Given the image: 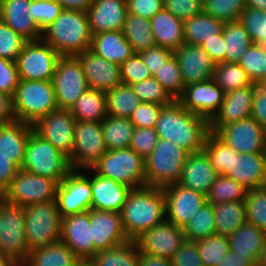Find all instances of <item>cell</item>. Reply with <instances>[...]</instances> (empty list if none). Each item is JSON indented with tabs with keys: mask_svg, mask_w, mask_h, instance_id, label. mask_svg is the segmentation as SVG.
<instances>
[{
	"mask_svg": "<svg viewBox=\"0 0 266 266\" xmlns=\"http://www.w3.org/2000/svg\"><path fill=\"white\" fill-rule=\"evenodd\" d=\"M159 138L173 141L189 153L203 150L209 121L189 112L177 100L163 106L155 125Z\"/></svg>",
	"mask_w": 266,
	"mask_h": 266,
	"instance_id": "obj_1",
	"label": "cell"
},
{
	"mask_svg": "<svg viewBox=\"0 0 266 266\" xmlns=\"http://www.w3.org/2000/svg\"><path fill=\"white\" fill-rule=\"evenodd\" d=\"M120 213L127 238L134 241L166 219L163 189L153 186L132 189Z\"/></svg>",
	"mask_w": 266,
	"mask_h": 266,
	"instance_id": "obj_2",
	"label": "cell"
},
{
	"mask_svg": "<svg viewBox=\"0 0 266 266\" xmlns=\"http://www.w3.org/2000/svg\"><path fill=\"white\" fill-rule=\"evenodd\" d=\"M42 39L61 56H76L91 49L87 12L66 10L42 31Z\"/></svg>",
	"mask_w": 266,
	"mask_h": 266,
	"instance_id": "obj_3",
	"label": "cell"
},
{
	"mask_svg": "<svg viewBox=\"0 0 266 266\" xmlns=\"http://www.w3.org/2000/svg\"><path fill=\"white\" fill-rule=\"evenodd\" d=\"M189 154L173 141L159 138L153 151L145 158V186L164 188L177 184Z\"/></svg>",
	"mask_w": 266,
	"mask_h": 266,
	"instance_id": "obj_4",
	"label": "cell"
},
{
	"mask_svg": "<svg viewBox=\"0 0 266 266\" xmlns=\"http://www.w3.org/2000/svg\"><path fill=\"white\" fill-rule=\"evenodd\" d=\"M12 100L16 120L32 125L58 109L52 81L20 80Z\"/></svg>",
	"mask_w": 266,
	"mask_h": 266,
	"instance_id": "obj_5",
	"label": "cell"
},
{
	"mask_svg": "<svg viewBox=\"0 0 266 266\" xmlns=\"http://www.w3.org/2000/svg\"><path fill=\"white\" fill-rule=\"evenodd\" d=\"M24 215V230L29 251L60 241L62 217L56 200L25 206Z\"/></svg>",
	"mask_w": 266,
	"mask_h": 266,
	"instance_id": "obj_6",
	"label": "cell"
},
{
	"mask_svg": "<svg viewBox=\"0 0 266 266\" xmlns=\"http://www.w3.org/2000/svg\"><path fill=\"white\" fill-rule=\"evenodd\" d=\"M21 169L59 183L73 170L69 158L34 131L30 133Z\"/></svg>",
	"mask_w": 266,
	"mask_h": 266,
	"instance_id": "obj_7",
	"label": "cell"
},
{
	"mask_svg": "<svg viewBox=\"0 0 266 266\" xmlns=\"http://www.w3.org/2000/svg\"><path fill=\"white\" fill-rule=\"evenodd\" d=\"M98 175L110 178L132 189L145 186V158L130 147L107 150L92 166Z\"/></svg>",
	"mask_w": 266,
	"mask_h": 266,
	"instance_id": "obj_8",
	"label": "cell"
},
{
	"mask_svg": "<svg viewBox=\"0 0 266 266\" xmlns=\"http://www.w3.org/2000/svg\"><path fill=\"white\" fill-rule=\"evenodd\" d=\"M24 206L0 200V254L23 264L29 255L25 236Z\"/></svg>",
	"mask_w": 266,
	"mask_h": 266,
	"instance_id": "obj_9",
	"label": "cell"
},
{
	"mask_svg": "<svg viewBox=\"0 0 266 266\" xmlns=\"http://www.w3.org/2000/svg\"><path fill=\"white\" fill-rule=\"evenodd\" d=\"M58 185L56 180L20 168L2 195L6 201L25 207L56 200Z\"/></svg>",
	"mask_w": 266,
	"mask_h": 266,
	"instance_id": "obj_10",
	"label": "cell"
},
{
	"mask_svg": "<svg viewBox=\"0 0 266 266\" xmlns=\"http://www.w3.org/2000/svg\"><path fill=\"white\" fill-rule=\"evenodd\" d=\"M58 109L70 110L89 89L83 66L77 56H61L52 78Z\"/></svg>",
	"mask_w": 266,
	"mask_h": 266,
	"instance_id": "obj_11",
	"label": "cell"
},
{
	"mask_svg": "<svg viewBox=\"0 0 266 266\" xmlns=\"http://www.w3.org/2000/svg\"><path fill=\"white\" fill-rule=\"evenodd\" d=\"M60 57L43 39L27 41L16 60L20 80L52 81Z\"/></svg>",
	"mask_w": 266,
	"mask_h": 266,
	"instance_id": "obj_12",
	"label": "cell"
},
{
	"mask_svg": "<svg viewBox=\"0 0 266 266\" xmlns=\"http://www.w3.org/2000/svg\"><path fill=\"white\" fill-rule=\"evenodd\" d=\"M73 138L68 158L74 170L91 169L107 151L101 122L76 121Z\"/></svg>",
	"mask_w": 266,
	"mask_h": 266,
	"instance_id": "obj_13",
	"label": "cell"
},
{
	"mask_svg": "<svg viewBox=\"0 0 266 266\" xmlns=\"http://www.w3.org/2000/svg\"><path fill=\"white\" fill-rule=\"evenodd\" d=\"M214 133L237 153L266 152V130L252 116L222 125Z\"/></svg>",
	"mask_w": 266,
	"mask_h": 266,
	"instance_id": "obj_14",
	"label": "cell"
},
{
	"mask_svg": "<svg viewBox=\"0 0 266 266\" xmlns=\"http://www.w3.org/2000/svg\"><path fill=\"white\" fill-rule=\"evenodd\" d=\"M72 170L58 185L56 202L62 218L91 209V177Z\"/></svg>",
	"mask_w": 266,
	"mask_h": 266,
	"instance_id": "obj_15",
	"label": "cell"
},
{
	"mask_svg": "<svg viewBox=\"0 0 266 266\" xmlns=\"http://www.w3.org/2000/svg\"><path fill=\"white\" fill-rule=\"evenodd\" d=\"M75 123L70 110L57 109L38 119L32 126L36 134L69 157L74 145Z\"/></svg>",
	"mask_w": 266,
	"mask_h": 266,
	"instance_id": "obj_16",
	"label": "cell"
},
{
	"mask_svg": "<svg viewBox=\"0 0 266 266\" xmlns=\"http://www.w3.org/2000/svg\"><path fill=\"white\" fill-rule=\"evenodd\" d=\"M185 240L183 228L165 219L134 241L140 252L172 259Z\"/></svg>",
	"mask_w": 266,
	"mask_h": 266,
	"instance_id": "obj_17",
	"label": "cell"
},
{
	"mask_svg": "<svg viewBox=\"0 0 266 266\" xmlns=\"http://www.w3.org/2000/svg\"><path fill=\"white\" fill-rule=\"evenodd\" d=\"M162 189L165 198L166 220L182 228L199 209L208 203L206 196L178 183Z\"/></svg>",
	"mask_w": 266,
	"mask_h": 266,
	"instance_id": "obj_18",
	"label": "cell"
},
{
	"mask_svg": "<svg viewBox=\"0 0 266 266\" xmlns=\"http://www.w3.org/2000/svg\"><path fill=\"white\" fill-rule=\"evenodd\" d=\"M224 91L213 79L186 85L177 101L189 112L195 113L210 121L218 112Z\"/></svg>",
	"mask_w": 266,
	"mask_h": 266,
	"instance_id": "obj_19",
	"label": "cell"
},
{
	"mask_svg": "<svg viewBox=\"0 0 266 266\" xmlns=\"http://www.w3.org/2000/svg\"><path fill=\"white\" fill-rule=\"evenodd\" d=\"M90 224L96 251L110 249L130 241L124 230L120 212L90 209Z\"/></svg>",
	"mask_w": 266,
	"mask_h": 266,
	"instance_id": "obj_20",
	"label": "cell"
},
{
	"mask_svg": "<svg viewBox=\"0 0 266 266\" xmlns=\"http://www.w3.org/2000/svg\"><path fill=\"white\" fill-rule=\"evenodd\" d=\"M60 241L78 258H92L94 248L90 224V210L62 218Z\"/></svg>",
	"mask_w": 266,
	"mask_h": 266,
	"instance_id": "obj_21",
	"label": "cell"
},
{
	"mask_svg": "<svg viewBox=\"0 0 266 266\" xmlns=\"http://www.w3.org/2000/svg\"><path fill=\"white\" fill-rule=\"evenodd\" d=\"M76 56L83 66L89 89L108 93L122 83L120 65L97 56L91 50Z\"/></svg>",
	"mask_w": 266,
	"mask_h": 266,
	"instance_id": "obj_22",
	"label": "cell"
},
{
	"mask_svg": "<svg viewBox=\"0 0 266 266\" xmlns=\"http://www.w3.org/2000/svg\"><path fill=\"white\" fill-rule=\"evenodd\" d=\"M184 86L213 78L215 62L201 46L184 43L174 52Z\"/></svg>",
	"mask_w": 266,
	"mask_h": 266,
	"instance_id": "obj_23",
	"label": "cell"
},
{
	"mask_svg": "<svg viewBox=\"0 0 266 266\" xmlns=\"http://www.w3.org/2000/svg\"><path fill=\"white\" fill-rule=\"evenodd\" d=\"M255 83L224 94L223 102L209 121V129L214 132L222 125L237 122L251 116Z\"/></svg>",
	"mask_w": 266,
	"mask_h": 266,
	"instance_id": "obj_24",
	"label": "cell"
},
{
	"mask_svg": "<svg viewBox=\"0 0 266 266\" xmlns=\"http://www.w3.org/2000/svg\"><path fill=\"white\" fill-rule=\"evenodd\" d=\"M243 185L246 189L266 186V152L237 153L233 151L232 168L225 175Z\"/></svg>",
	"mask_w": 266,
	"mask_h": 266,
	"instance_id": "obj_25",
	"label": "cell"
},
{
	"mask_svg": "<svg viewBox=\"0 0 266 266\" xmlns=\"http://www.w3.org/2000/svg\"><path fill=\"white\" fill-rule=\"evenodd\" d=\"M86 12L92 35L106 31H122L128 14L127 2L126 0H93Z\"/></svg>",
	"mask_w": 266,
	"mask_h": 266,
	"instance_id": "obj_26",
	"label": "cell"
},
{
	"mask_svg": "<svg viewBox=\"0 0 266 266\" xmlns=\"http://www.w3.org/2000/svg\"><path fill=\"white\" fill-rule=\"evenodd\" d=\"M218 174L204 150L190 153L178 184L207 196Z\"/></svg>",
	"mask_w": 266,
	"mask_h": 266,
	"instance_id": "obj_27",
	"label": "cell"
},
{
	"mask_svg": "<svg viewBox=\"0 0 266 266\" xmlns=\"http://www.w3.org/2000/svg\"><path fill=\"white\" fill-rule=\"evenodd\" d=\"M91 177V209L121 212L132 188L93 173Z\"/></svg>",
	"mask_w": 266,
	"mask_h": 266,
	"instance_id": "obj_28",
	"label": "cell"
},
{
	"mask_svg": "<svg viewBox=\"0 0 266 266\" xmlns=\"http://www.w3.org/2000/svg\"><path fill=\"white\" fill-rule=\"evenodd\" d=\"M31 0H2L0 19L26 41L42 39V31L30 16Z\"/></svg>",
	"mask_w": 266,
	"mask_h": 266,
	"instance_id": "obj_29",
	"label": "cell"
},
{
	"mask_svg": "<svg viewBox=\"0 0 266 266\" xmlns=\"http://www.w3.org/2000/svg\"><path fill=\"white\" fill-rule=\"evenodd\" d=\"M32 131V124L17 120L0 125V155L10 157L21 168L26 145Z\"/></svg>",
	"mask_w": 266,
	"mask_h": 266,
	"instance_id": "obj_30",
	"label": "cell"
},
{
	"mask_svg": "<svg viewBox=\"0 0 266 266\" xmlns=\"http://www.w3.org/2000/svg\"><path fill=\"white\" fill-rule=\"evenodd\" d=\"M156 45L175 52L184 43L183 21L163 8L150 19Z\"/></svg>",
	"mask_w": 266,
	"mask_h": 266,
	"instance_id": "obj_31",
	"label": "cell"
},
{
	"mask_svg": "<svg viewBox=\"0 0 266 266\" xmlns=\"http://www.w3.org/2000/svg\"><path fill=\"white\" fill-rule=\"evenodd\" d=\"M90 50L97 56L120 66L133 54L123 31H106L93 34Z\"/></svg>",
	"mask_w": 266,
	"mask_h": 266,
	"instance_id": "obj_32",
	"label": "cell"
},
{
	"mask_svg": "<svg viewBox=\"0 0 266 266\" xmlns=\"http://www.w3.org/2000/svg\"><path fill=\"white\" fill-rule=\"evenodd\" d=\"M264 236L263 230L246 221L228 237L230 252L235 257L249 260L255 266Z\"/></svg>",
	"mask_w": 266,
	"mask_h": 266,
	"instance_id": "obj_33",
	"label": "cell"
},
{
	"mask_svg": "<svg viewBox=\"0 0 266 266\" xmlns=\"http://www.w3.org/2000/svg\"><path fill=\"white\" fill-rule=\"evenodd\" d=\"M224 24L205 12L190 17L183 21L185 43L201 46L206 40L222 33Z\"/></svg>",
	"mask_w": 266,
	"mask_h": 266,
	"instance_id": "obj_34",
	"label": "cell"
},
{
	"mask_svg": "<svg viewBox=\"0 0 266 266\" xmlns=\"http://www.w3.org/2000/svg\"><path fill=\"white\" fill-rule=\"evenodd\" d=\"M70 112L76 121L102 122L108 116L106 93L88 89L75 101Z\"/></svg>",
	"mask_w": 266,
	"mask_h": 266,
	"instance_id": "obj_35",
	"label": "cell"
},
{
	"mask_svg": "<svg viewBox=\"0 0 266 266\" xmlns=\"http://www.w3.org/2000/svg\"><path fill=\"white\" fill-rule=\"evenodd\" d=\"M77 260L72 250L59 241L30 251L22 266H74Z\"/></svg>",
	"mask_w": 266,
	"mask_h": 266,
	"instance_id": "obj_36",
	"label": "cell"
},
{
	"mask_svg": "<svg viewBox=\"0 0 266 266\" xmlns=\"http://www.w3.org/2000/svg\"><path fill=\"white\" fill-rule=\"evenodd\" d=\"M215 215V233L231 236L246 220L244 201L225 202L213 205Z\"/></svg>",
	"mask_w": 266,
	"mask_h": 266,
	"instance_id": "obj_37",
	"label": "cell"
},
{
	"mask_svg": "<svg viewBox=\"0 0 266 266\" xmlns=\"http://www.w3.org/2000/svg\"><path fill=\"white\" fill-rule=\"evenodd\" d=\"M122 31L133 53H140L156 45L150 19L128 13Z\"/></svg>",
	"mask_w": 266,
	"mask_h": 266,
	"instance_id": "obj_38",
	"label": "cell"
},
{
	"mask_svg": "<svg viewBox=\"0 0 266 266\" xmlns=\"http://www.w3.org/2000/svg\"><path fill=\"white\" fill-rule=\"evenodd\" d=\"M225 62L238 63L246 50L253 44L248 31L240 20L224 24Z\"/></svg>",
	"mask_w": 266,
	"mask_h": 266,
	"instance_id": "obj_39",
	"label": "cell"
},
{
	"mask_svg": "<svg viewBox=\"0 0 266 266\" xmlns=\"http://www.w3.org/2000/svg\"><path fill=\"white\" fill-rule=\"evenodd\" d=\"M101 124L107 150H117L130 146L135 129L130 118H117L108 115Z\"/></svg>",
	"mask_w": 266,
	"mask_h": 266,
	"instance_id": "obj_40",
	"label": "cell"
},
{
	"mask_svg": "<svg viewBox=\"0 0 266 266\" xmlns=\"http://www.w3.org/2000/svg\"><path fill=\"white\" fill-rule=\"evenodd\" d=\"M97 266H139L140 250L135 241L100 250L92 257Z\"/></svg>",
	"mask_w": 266,
	"mask_h": 266,
	"instance_id": "obj_41",
	"label": "cell"
},
{
	"mask_svg": "<svg viewBox=\"0 0 266 266\" xmlns=\"http://www.w3.org/2000/svg\"><path fill=\"white\" fill-rule=\"evenodd\" d=\"M108 115L117 118H130L133 111L142 102L133 88L127 84H119L106 93Z\"/></svg>",
	"mask_w": 266,
	"mask_h": 266,
	"instance_id": "obj_42",
	"label": "cell"
},
{
	"mask_svg": "<svg viewBox=\"0 0 266 266\" xmlns=\"http://www.w3.org/2000/svg\"><path fill=\"white\" fill-rule=\"evenodd\" d=\"M212 79L224 93L252 84L245 70L235 62L216 63Z\"/></svg>",
	"mask_w": 266,
	"mask_h": 266,
	"instance_id": "obj_43",
	"label": "cell"
},
{
	"mask_svg": "<svg viewBox=\"0 0 266 266\" xmlns=\"http://www.w3.org/2000/svg\"><path fill=\"white\" fill-rule=\"evenodd\" d=\"M248 189L236 180L225 175H218L213 183L208 195V203L212 205L225 202L244 201Z\"/></svg>",
	"mask_w": 266,
	"mask_h": 266,
	"instance_id": "obj_44",
	"label": "cell"
},
{
	"mask_svg": "<svg viewBox=\"0 0 266 266\" xmlns=\"http://www.w3.org/2000/svg\"><path fill=\"white\" fill-rule=\"evenodd\" d=\"M203 150L218 175H226L232 168L234 149L220 139L214 132H209Z\"/></svg>",
	"mask_w": 266,
	"mask_h": 266,
	"instance_id": "obj_45",
	"label": "cell"
},
{
	"mask_svg": "<svg viewBox=\"0 0 266 266\" xmlns=\"http://www.w3.org/2000/svg\"><path fill=\"white\" fill-rule=\"evenodd\" d=\"M183 233L187 241L205 239L215 233V215L213 205L207 203L186 223Z\"/></svg>",
	"mask_w": 266,
	"mask_h": 266,
	"instance_id": "obj_46",
	"label": "cell"
},
{
	"mask_svg": "<svg viewBox=\"0 0 266 266\" xmlns=\"http://www.w3.org/2000/svg\"><path fill=\"white\" fill-rule=\"evenodd\" d=\"M204 266L218 265L230 252L228 237L214 234L195 241Z\"/></svg>",
	"mask_w": 266,
	"mask_h": 266,
	"instance_id": "obj_47",
	"label": "cell"
},
{
	"mask_svg": "<svg viewBox=\"0 0 266 266\" xmlns=\"http://www.w3.org/2000/svg\"><path fill=\"white\" fill-rule=\"evenodd\" d=\"M164 90L173 99L177 100L183 92L184 83L178 61L173 54L168 61L153 75Z\"/></svg>",
	"mask_w": 266,
	"mask_h": 266,
	"instance_id": "obj_48",
	"label": "cell"
},
{
	"mask_svg": "<svg viewBox=\"0 0 266 266\" xmlns=\"http://www.w3.org/2000/svg\"><path fill=\"white\" fill-rule=\"evenodd\" d=\"M246 8V0H203V12L224 23L237 21Z\"/></svg>",
	"mask_w": 266,
	"mask_h": 266,
	"instance_id": "obj_49",
	"label": "cell"
},
{
	"mask_svg": "<svg viewBox=\"0 0 266 266\" xmlns=\"http://www.w3.org/2000/svg\"><path fill=\"white\" fill-rule=\"evenodd\" d=\"M244 203L247 222L266 232V186L248 190Z\"/></svg>",
	"mask_w": 266,
	"mask_h": 266,
	"instance_id": "obj_50",
	"label": "cell"
},
{
	"mask_svg": "<svg viewBox=\"0 0 266 266\" xmlns=\"http://www.w3.org/2000/svg\"><path fill=\"white\" fill-rule=\"evenodd\" d=\"M238 63L252 83L257 84L266 75V47L252 44Z\"/></svg>",
	"mask_w": 266,
	"mask_h": 266,
	"instance_id": "obj_51",
	"label": "cell"
},
{
	"mask_svg": "<svg viewBox=\"0 0 266 266\" xmlns=\"http://www.w3.org/2000/svg\"><path fill=\"white\" fill-rule=\"evenodd\" d=\"M131 87L142 102L165 106L173 101L162 85L153 76L142 82L132 84Z\"/></svg>",
	"mask_w": 266,
	"mask_h": 266,
	"instance_id": "obj_52",
	"label": "cell"
},
{
	"mask_svg": "<svg viewBox=\"0 0 266 266\" xmlns=\"http://www.w3.org/2000/svg\"><path fill=\"white\" fill-rule=\"evenodd\" d=\"M63 11V7L55 0H31L28 13L33 17L38 28L43 31Z\"/></svg>",
	"mask_w": 266,
	"mask_h": 266,
	"instance_id": "obj_53",
	"label": "cell"
},
{
	"mask_svg": "<svg viewBox=\"0 0 266 266\" xmlns=\"http://www.w3.org/2000/svg\"><path fill=\"white\" fill-rule=\"evenodd\" d=\"M26 40L0 19V58L16 62Z\"/></svg>",
	"mask_w": 266,
	"mask_h": 266,
	"instance_id": "obj_54",
	"label": "cell"
},
{
	"mask_svg": "<svg viewBox=\"0 0 266 266\" xmlns=\"http://www.w3.org/2000/svg\"><path fill=\"white\" fill-rule=\"evenodd\" d=\"M253 44H264L266 11L245 8L239 18Z\"/></svg>",
	"mask_w": 266,
	"mask_h": 266,
	"instance_id": "obj_55",
	"label": "cell"
},
{
	"mask_svg": "<svg viewBox=\"0 0 266 266\" xmlns=\"http://www.w3.org/2000/svg\"><path fill=\"white\" fill-rule=\"evenodd\" d=\"M120 67L122 83L130 86L152 76L138 53H133Z\"/></svg>",
	"mask_w": 266,
	"mask_h": 266,
	"instance_id": "obj_56",
	"label": "cell"
},
{
	"mask_svg": "<svg viewBox=\"0 0 266 266\" xmlns=\"http://www.w3.org/2000/svg\"><path fill=\"white\" fill-rule=\"evenodd\" d=\"M158 140L159 136L155 128H135L129 147L146 158L153 151Z\"/></svg>",
	"mask_w": 266,
	"mask_h": 266,
	"instance_id": "obj_57",
	"label": "cell"
},
{
	"mask_svg": "<svg viewBox=\"0 0 266 266\" xmlns=\"http://www.w3.org/2000/svg\"><path fill=\"white\" fill-rule=\"evenodd\" d=\"M164 105L141 102L130 116L135 128H155L159 113Z\"/></svg>",
	"mask_w": 266,
	"mask_h": 266,
	"instance_id": "obj_58",
	"label": "cell"
},
{
	"mask_svg": "<svg viewBox=\"0 0 266 266\" xmlns=\"http://www.w3.org/2000/svg\"><path fill=\"white\" fill-rule=\"evenodd\" d=\"M19 83L20 76L16 62L0 58V92L13 97Z\"/></svg>",
	"mask_w": 266,
	"mask_h": 266,
	"instance_id": "obj_59",
	"label": "cell"
},
{
	"mask_svg": "<svg viewBox=\"0 0 266 266\" xmlns=\"http://www.w3.org/2000/svg\"><path fill=\"white\" fill-rule=\"evenodd\" d=\"M164 8L184 21L203 12V0H164Z\"/></svg>",
	"mask_w": 266,
	"mask_h": 266,
	"instance_id": "obj_60",
	"label": "cell"
},
{
	"mask_svg": "<svg viewBox=\"0 0 266 266\" xmlns=\"http://www.w3.org/2000/svg\"><path fill=\"white\" fill-rule=\"evenodd\" d=\"M150 74L153 76L168 59L174 54L173 51L154 45L150 49H146L138 53Z\"/></svg>",
	"mask_w": 266,
	"mask_h": 266,
	"instance_id": "obj_61",
	"label": "cell"
},
{
	"mask_svg": "<svg viewBox=\"0 0 266 266\" xmlns=\"http://www.w3.org/2000/svg\"><path fill=\"white\" fill-rule=\"evenodd\" d=\"M171 260L173 266H204L195 241L185 240Z\"/></svg>",
	"mask_w": 266,
	"mask_h": 266,
	"instance_id": "obj_62",
	"label": "cell"
},
{
	"mask_svg": "<svg viewBox=\"0 0 266 266\" xmlns=\"http://www.w3.org/2000/svg\"><path fill=\"white\" fill-rule=\"evenodd\" d=\"M129 14L153 18L164 8V0H126Z\"/></svg>",
	"mask_w": 266,
	"mask_h": 266,
	"instance_id": "obj_63",
	"label": "cell"
},
{
	"mask_svg": "<svg viewBox=\"0 0 266 266\" xmlns=\"http://www.w3.org/2000/svg\"><path fill=\"white\" fill-rule=\"evenodd\" d=\"M251 116L266 130V90L255 84Z\"/></svg>",
	"mask_w": 266,
	"mask_h": 266,
	"instance_id": "obj_64",
	"label": "cell"
},
{
	"mask_svg": "<svg viewBox=\"0 0 266 266\" xmlns=\"http://www.w3.org/2000/svg\"><path fill=\"white\" fill-rule=\"evenodd\" d=\"M202 49L216 63L225 62V39L223 32L216 34L215 38L206 40L202 45Z\"/></svg>",
	"mask_w": 266,
	"mask_h": 266,
	"instance_id": "obj_65",
	"label": "cell"
},
{
	"mask_svg": "<svg viewBox=\"0 0 266 266\" xmlns=\"http://www.w3.org/2000/svg\"><path fill=\"white\" fill-rule=\"evenodd\" d=\"M20 168L10 159L0 155V193L3 194L4 191L10 186L12 179L17 174Z\"/></svg>",
	"mask_w": 266,
	"mask_h": 266,
	"instance_id": "obj_66",
	"label": "cell"
},
{
	"mask_svg": "<svg viewBox=\"0 0 266 266\" xmlns=\"http://www.w3.org/2000/svg\"><path fill=\"white\" fill-rule=\"evenodd\" d=\"M16 121L12 96L0 92V125Z\"/></svg>",
	"mask_w": 266,
	"mask_h": 266,
	"instance_id": "obj_67",
	"label": "cell"
},
{
	"mask_svg": "<svg viewBox=\"0 0 266 266\" xmlns=\"http://www.w3.org/2000/svg\"><path fill=\"white\" fill-rule=\"evenodd\" d=\"M139 266H173V264L171 259L140 252Z\"/></svg>",
	"mask_w": 266,
	"mask_h": 266,
	"instance_id": "obj_68",
	"label": "cell"
},
{
	"mask_svg": "<svg viewBox=\"0 0 266 266\" xmlns=\"http://www.w3.org/2000/svg\"><path fill=\"white\" fill-rule=\"evenodd\" d=\"M63 9L77 10L86 12L91 6L93 0H55Z\"/></svg>",
	"mask_w": 266,
	"mask_h": 266,
	"instance_id": "obj_69",
	"label": "cell"
},
{
	"mask_svg": "<svg viewBox=\"0 0 266 266\" xmlns=\"http://www.w3.org/2000/svg\"><path fill=\"white\" fill-rule=\"evenodd\" d=\"M216 266H254L249 260L233 256L229 252L226 257Z\"/></svg>",
	"mask_w": 266,
	"mask_h": 266,
	"instance_id": "obj_70",
	"label": "cell"
},
{
	"mask_svg": "<svg viewBox=\"0 0 266 266\" xmlns=\"http://www.w3.org/2000/svg\"><path fill=\"white\" fill-rule=\"evenodd\" d=\"M255 266H266V232L263 240V244L260 247L259 254Z\"/></svg>",
	"mask_w": 266,
	"mask_h": 266,
	"instance_id": "obj_71",
	"label": "cell"
},
{
	"mask_svg": "<svg viewBox=\"0 0 266 266\" xmlns=\"http://www.w3.org/2000/svg\"><path fill=\"white\" fill-rule=\"evenodd\" d=\"M246 7L250 9L266 11V0H246Z\"/></svg>",
	"mask_w": 266,
	"mask_h": 266,
	"instance_id": "obj_72",
	"label": "cell"
},
{
	"mask_svg": "<svg viewBox=\"0 0 266 266\" xmlns=\"http://www.w3.org/2000/svg\"><path fill=\"white\" fill-rule=\"evenodd\" d=\"M0 266H22L15 258L0 254Z\"/></svg>",
	"mask_w": 266,
	"mask_h": 266,
	"instance_id": "obj_73",
	"label": "cell"
},
{
	"mask_svg": "<svg viewBox=\"0 0 266 266\" xmlns=\"http://www.w3.org/2000/svg\"><path fill=\"white\" fill-rule=\"evenodd\" d=\"M74 266H97L93 258H78Z\"/></svg>",
	"mask_w": 266,
	"mask_h": 266,
	"instance_id": "obj_74",
	"label": "cell"
},
{
	"mask_svg": "<svg viewBox=\"0 0 266 266\" xmlns=\"http://www.w3.org/2000/svg\"><path fill=\"white\" fill-rule=\"evenodd\" d=\"M257 84L266 90V75Z\"/></svg>",
	"mask_w": 266,
	"mask_h": 266,
	"instance_id": "obj_75",
	"label": "cell"
},
{
	"mask_svg": "<svg viewBox=\"0 0 266 266\" xmlns=\"http://www.w3.org/2000/svg\"><path fill=\"white\" fill-rule=\"evenodd\" d=\"M264 47H266V27H265V36H264V44H263Z\"/></svg>",
	"mask_w": 266,
	"mask_h": 266,
	"instance_id": "obj_76",
	"label": "cell"
}]
</instances>
